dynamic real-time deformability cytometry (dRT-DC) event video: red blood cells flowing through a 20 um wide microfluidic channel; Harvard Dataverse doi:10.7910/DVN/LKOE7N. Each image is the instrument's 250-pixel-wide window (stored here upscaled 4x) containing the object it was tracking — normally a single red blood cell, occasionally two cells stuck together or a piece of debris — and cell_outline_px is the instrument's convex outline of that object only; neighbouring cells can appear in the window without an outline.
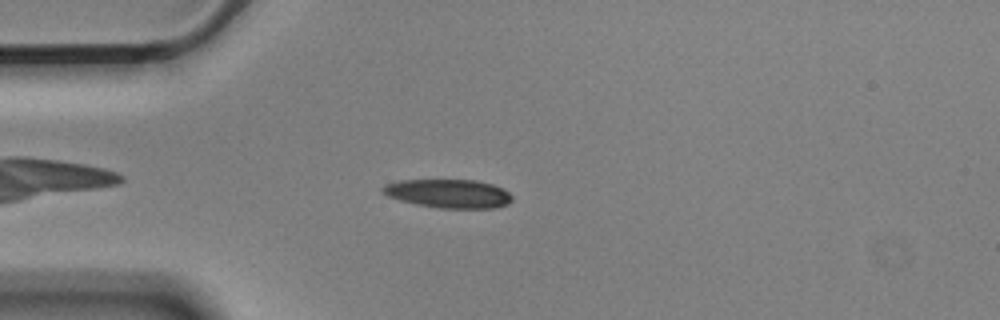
{"species": "Egyptian fruit bat (a non-hibernating species)", "species_latin": "Rousettus aegyptiacus", "temperature_condition": "cold", "stored_images_in_passage": 48, "camera_frame_rate_fps": 3000, "um_per_image_px": 0.085, "animal": {"sex": "male"}, "frame": {"image": 1, "passage_image": 7, "time_ms": 2.0, "image_size_px": [1000, 320], "cell_outline_px": [[512, 200], [508, 204], [492, 208], [440, 208], [416, 204], [400, 200], [388, 196], [380, 192], [380, 188], [384, 184], [400, 180], [476, 180], [492, 184], [504, 188], [512, 196]], "centroid_in_image_um": [38.11, 16.45], "position_along_channel_um": 46.9, "area_um2": 21.73}}
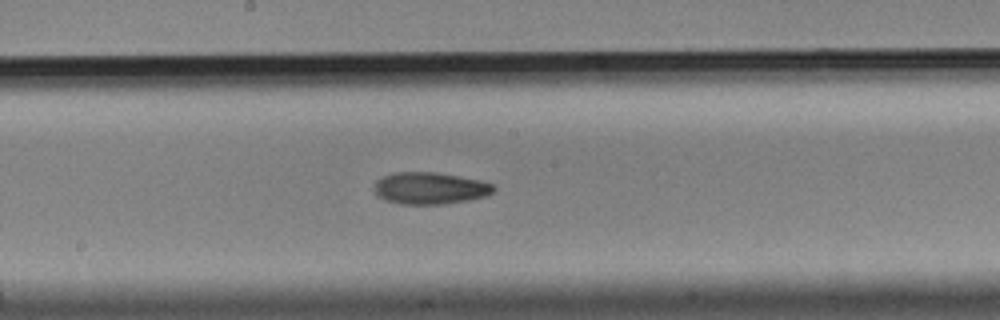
{"frame": {"image": 2, "passage_image": 22, "time_ms": 7.0, "image_size_px": [1000, 320], "cell_outline_px": [[496, 188], [492, 192], [484, 196], [468, 200], [444, 204], [400, 204], [384, 200], [376, 196], [376, 180], [384, 176], [396, 172], [436, 172], [480, 180], [496, 184]], "centroid_in_image_um": [36.56, 16.0], "position_along_channel_um": 211.6, "area_um2": 22.2}}
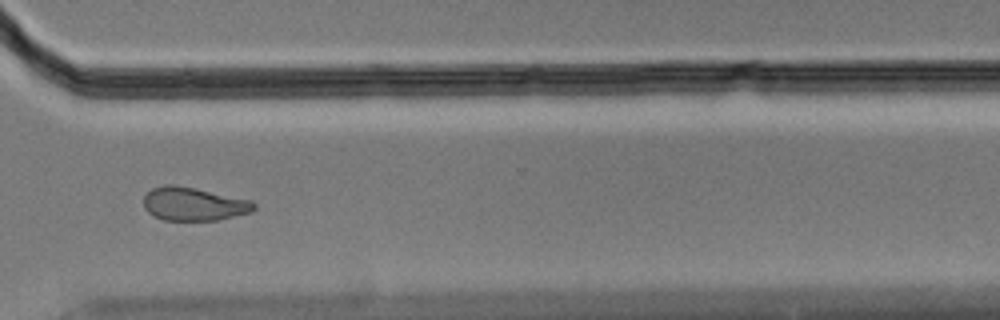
{"frame": {"image": 3, "passage_image": 34, "time_ms": 11.0, "image_size_px": [1000, 320], "cell_outline_px": [[256, 208], [252, 212], [220, 220], [164, 220], [152, 216], [144, 208], [144, 196], [152, 188], [164, 184], [172, 184], [196, 188], [252, 200], [256, 204]], "centroid_in_image_um": [16.48, 17.34], "position_along_channel_um": 354.1, "area_um2": 21.73}, "authors_computed_cell_mechanics": {"area_um2": 21.9062, "velocity_mm_per_s": 3.5701, "shape_relaxation_time_tau1_ms": 6.4899, "shape_relaxation_time_tau2_ms": 4.218, "deformation_change_tau1": 0.1497, "deformation_change_tau2": 0.0965}}